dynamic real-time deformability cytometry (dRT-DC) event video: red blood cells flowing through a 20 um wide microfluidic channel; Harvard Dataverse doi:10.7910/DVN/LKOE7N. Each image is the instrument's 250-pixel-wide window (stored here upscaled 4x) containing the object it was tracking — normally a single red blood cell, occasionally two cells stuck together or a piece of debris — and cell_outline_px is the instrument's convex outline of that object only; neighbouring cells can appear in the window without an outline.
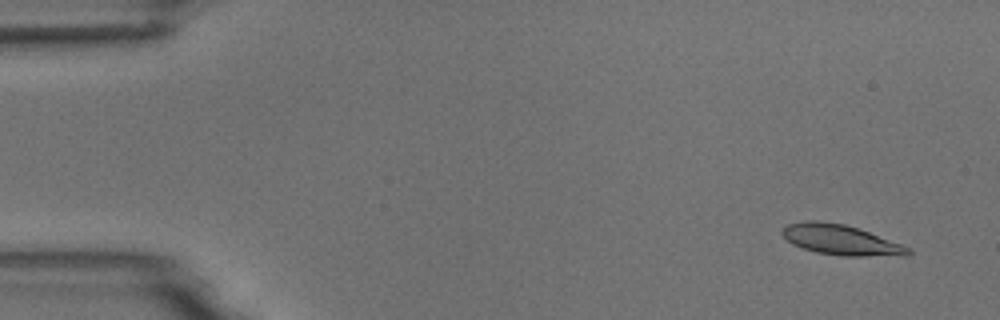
{"species": "common noctule bat (a hibernating species)", "species_latin": "Nyctalus noctula", "temperature_condition": "room temperature", "stored_images_in_passage": 8, "camera_frame_rate_fps": 3000, "um_per_image_px": 0.085, "animal": {"sex": "male", "body_mass_g": 18.8}, "frame": {"image": 1, "passage_image": 2, "time_ms": 1.0, "image_size_px": [1000, 320], "cell_outline_px": [[912, 252], [908, 256], [840, 256], [816, 252], [792, 244], [780, 232], [788, 224], [804, 220], [820, 220], [844, 224], [860, 228], [912, 248]], "centroid_in_image_um": [71.52, 20.39], "position_along_channel_um": 13.5, "area_um2": 22.48}}